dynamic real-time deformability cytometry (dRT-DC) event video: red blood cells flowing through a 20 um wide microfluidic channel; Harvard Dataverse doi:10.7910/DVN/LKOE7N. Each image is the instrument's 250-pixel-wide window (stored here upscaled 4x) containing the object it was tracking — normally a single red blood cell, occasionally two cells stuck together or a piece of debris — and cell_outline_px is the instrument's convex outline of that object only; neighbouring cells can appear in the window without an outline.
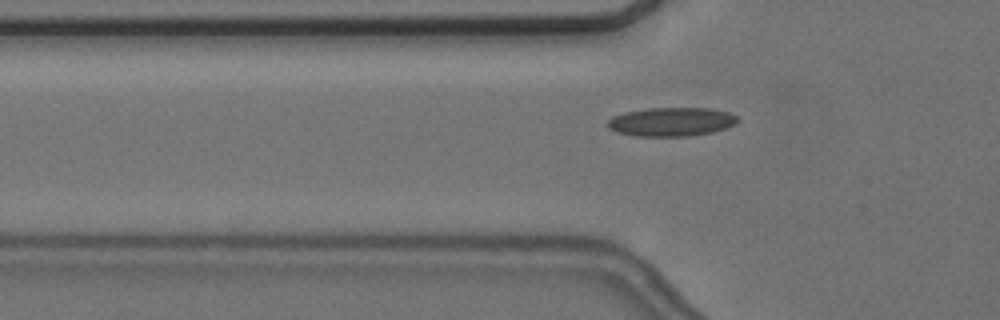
{"species": "common noctule bat (a hibernating species)", "species_latin": "Nyctalus noctula", "temperature_condition": "cold", "stored_images_in_passage": 57, "camera_frame_rate_fps": 3000, "um_per_image_px": 0.085, "animal": {"sex": "female", "body_mass_g": 24.6, "forearm_length_mm": 56.2}, "frame": {"image": 1, "passage_image": 19, "time_ms": 6.0, "image_size_px": [1000, 320], "cell_outline_px": [[740, 120], [736, 124], [712, 132], [688, 136], [636, 136], [616, 132], [608, 128], [604, 124], [612, 116], [624, 112], [648, 108], [712, 108], [728, 112], [736, 116]], "centroid_in_image_um": [57.03, 10.35], "position_along_channel_um": 68.8, "area_um2": 22.02}}
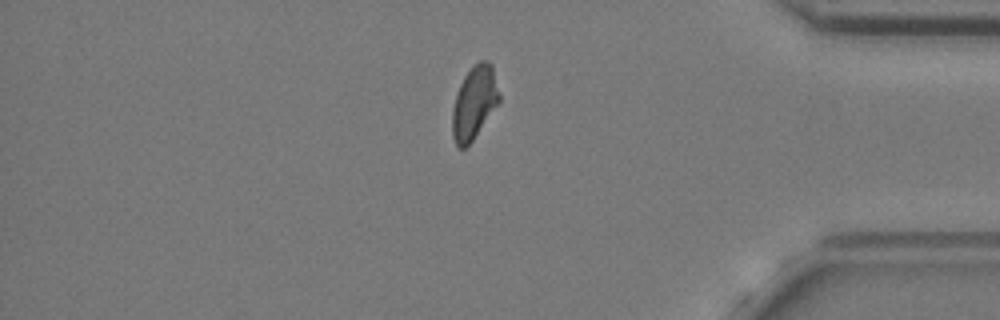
{"frame": {"image": 2, "passage_image": 48, "time_ms": 15.667, "image_size_px": [1000, 320], "cell_outline_px": [[500, 100], [472, 140], [464, 148], [460, 148], [456, 144], [452, 136], [452, 108], [460, 84], [464, 76], [472, 64], [480, 60], [488, 60], [492, 64], [500, 96]], "centroid_in_image_um": [40.3, 8.67], "position_along_channel_um": 394.9, "area_um2": 19.77}}
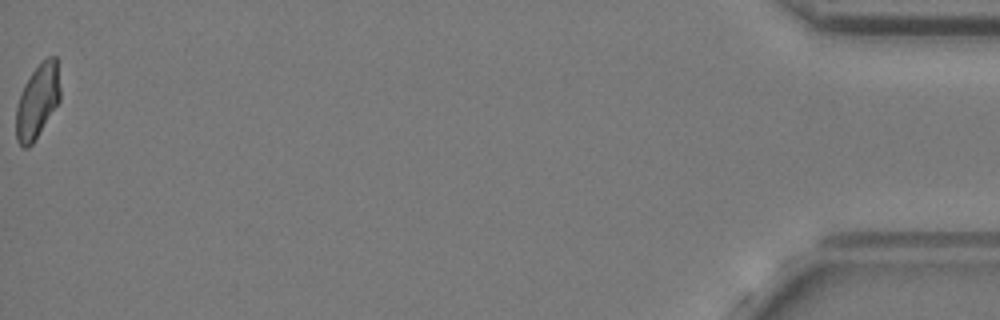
{"frame": {"image": 3, "passage_image": 57, "time_ms": 18.667, "image_size_px": [1000, 320], "cell_outline_px": [[60, 100], [32, 144], [28, 148], [24, 148], [16, 140], [16, 108], [20, 92], [24, 84], [32, 72], [48, 56], [56, 56], [60, 88]], "centroid_in_image_um": [3.17, 8.61], "position_along_channel_um": 432.0, "area_um2": 18.84}, "authors_computed_cell_mechanics": {"area_um2": 20.2878, "velocity_mm_per_s": 3.6587, "shape_relaxation_time_tau1_ms": 4.9952, "shape_relaxation_time_tau2_ms": 1.9701, "deformation_change_tau1": 0.1219, "deformation_change_tau2": 0.0985}}